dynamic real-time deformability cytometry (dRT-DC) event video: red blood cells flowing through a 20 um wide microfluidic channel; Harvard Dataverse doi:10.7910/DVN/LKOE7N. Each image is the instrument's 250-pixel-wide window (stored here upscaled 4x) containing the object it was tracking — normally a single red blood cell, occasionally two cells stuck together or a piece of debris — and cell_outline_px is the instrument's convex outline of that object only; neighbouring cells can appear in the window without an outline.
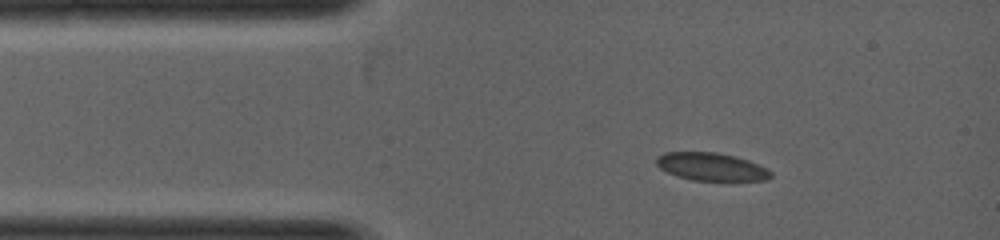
{"species": "common noctule bat (a hibernating species)", "species_latin": "Nyctalus noctula", "temperature_condition": "warm", "stored_images_in_passage": 5, "camera_frame_rate_fps": 5000, "um_per_image_px": 0.085, "animal": {"sex": "female", "body_mass_g": 19.0, "forearm_length_mm": 53.3}, "frame": {"image": 1, "passage_image": 1, "time_ms": 0.0, "image_size_px": [1000, 240], "cell_outline_px": [[772, 176], [768, 180], [732, 184], [692, 180], [676, 176], [660, 168], [656, 164], [656, 156], [664, 152], [716, 152], [736, 156], [748, 160], [768, 168], [772, 172]], "centroid_in_image_um": [60.56, 14.23], "position_along_channel_um": 24.4, "area_um2": 19.77}}
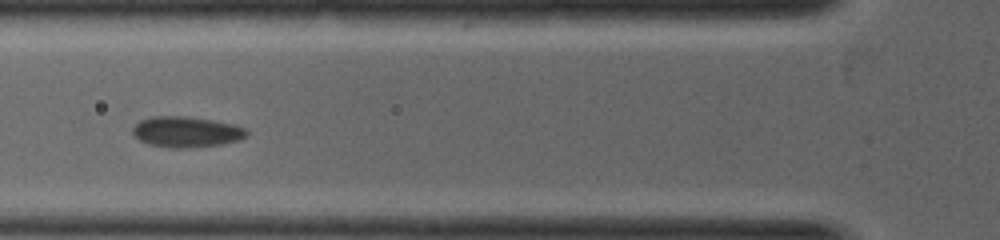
{"frame": {"image": 2, "passage_image": 4, "time_ms": 1.4, "image_size_px": [1000, 240], "cell_outline_px": [[248, 136], [240, 140], [220, 144], [184, 148], [172, 148], [148, 144], [140, 140], [132, 132], [132, 128], [140, 120], [148, 116], [188, 116], [212, 120], [232, 124], [244, 128], [248, 132]], "centroid_in_image_um": [15.82, 11.2], "position_along_channel_um": 110.0, "area_um2": 20.4}}
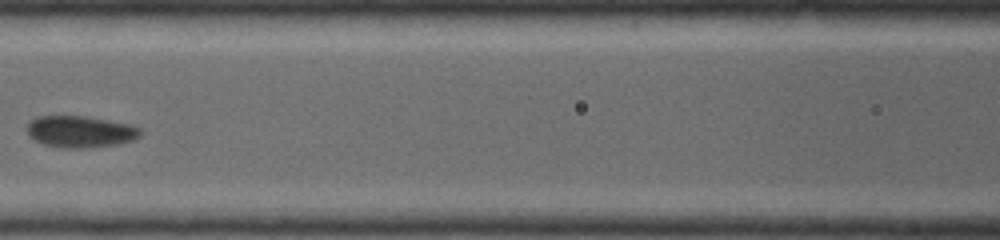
{"frame": {"image": 3, "passage_image": 5, "time_ms": 2.0, "image_size_px": [1000, 240], "cell_outline_px": [[140, 136], [132, 140], [116, 144], [88, 148], [64, 148], [44, 144], [28, 136], [24, 128], [28, 120], [36, 116], [88, 116], [132, 124], [140, 128]], "centroid_in_image_um": [6.77, 11.17], "position_along_channel_um": 159.8, "area_um2": 21.27}}